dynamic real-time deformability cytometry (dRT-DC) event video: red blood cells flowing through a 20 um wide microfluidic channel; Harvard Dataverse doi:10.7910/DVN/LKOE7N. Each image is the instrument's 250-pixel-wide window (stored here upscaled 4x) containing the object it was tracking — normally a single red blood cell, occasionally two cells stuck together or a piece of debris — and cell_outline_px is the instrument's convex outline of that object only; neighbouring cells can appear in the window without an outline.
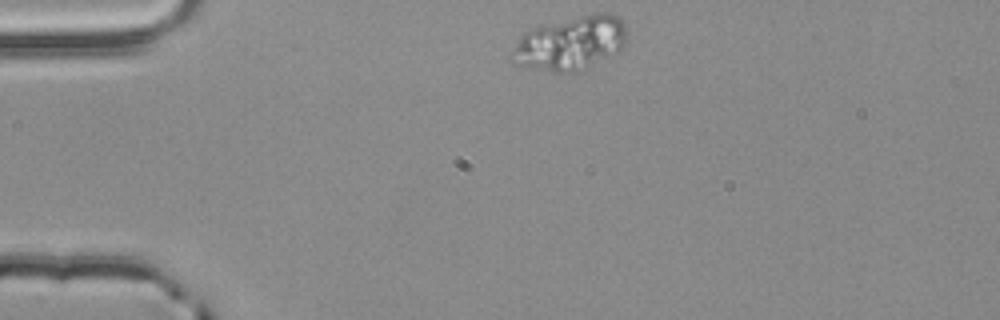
{"species": "common noctule bat (a hibernating species)", "species_latin": "Nyctalus noctula", "temperature_condition": "room temperature", "stored_images_in_passage": 44, "camera_frame_rate_fps": 3000, "um_per_image_px": 0.085, "animal": {"sex": "male", "body_mass_g": 20.4}, "frame": {"image": 1, "passage_image": 1, "time_ms": 0.0, "image_size_px": [1000, 320], "cell_outline_px": [[624, 44], [620, 52], [580, 72], [556, 72], [524, 68], [512, 64], [508, 60], [508, 52], [520, 36], [524, 32], [532, 28], [592, 12], [608, 12], [620, 16], [624, 24]], "centroid_in_image_um": [48.43, 3.69], "position_along_channel_um": 36.6, "area_um2": 37.11}}
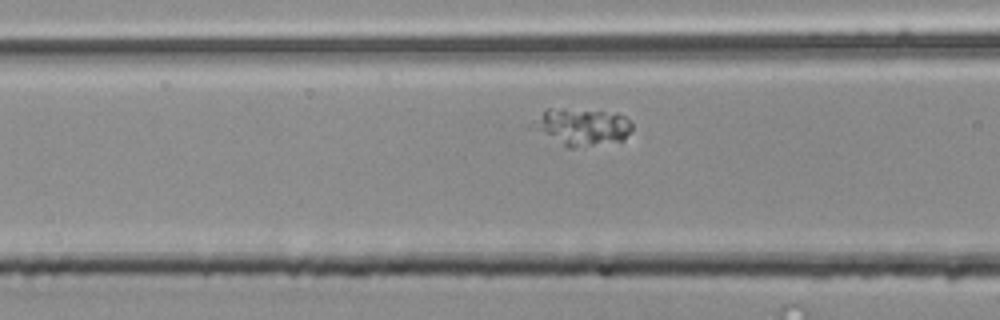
{"frame": {"image": 2, "passage_image": 11, "time_ms": 3.333, "image_size_px": [1000, 320], "cell_outline_px": [[632, 128], [624, 140], [572, 148], [568, 148], [536, 124], [544, 108], [564, 108], [616, 112], [624, 116], [632, 124]], "centroid_in_image_um": [49.64, 10.74], "position_along_channel_um": 117.0, "area_um2": 20.4}}
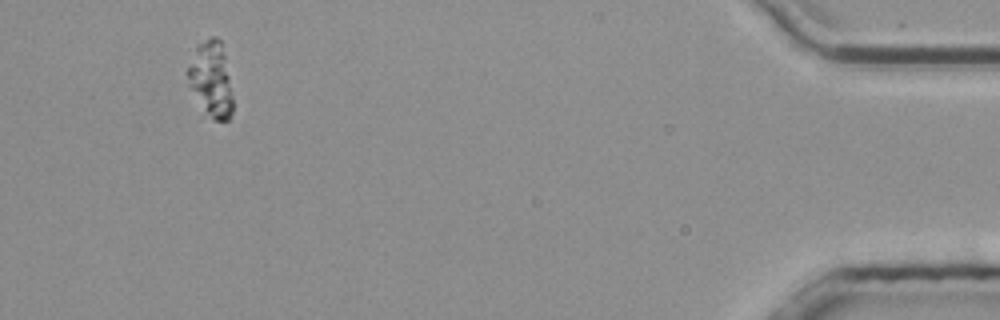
{"frame": {"image": 3, "passage_image": 41, "time_ms": 13.333, "image_size_px": [1000, 320], "cell_outline_px": [[232, 112], [228, 120], [212, 120], [188, 84], [184, 72], [196, 44], [212, 36], [216, 36], [220, 40], [224, 56], [232, 96]], "centroid_in_image_um": [17.89, 6.68], "position_along_channel_um": 417.3, "area_um2": 19.59}}